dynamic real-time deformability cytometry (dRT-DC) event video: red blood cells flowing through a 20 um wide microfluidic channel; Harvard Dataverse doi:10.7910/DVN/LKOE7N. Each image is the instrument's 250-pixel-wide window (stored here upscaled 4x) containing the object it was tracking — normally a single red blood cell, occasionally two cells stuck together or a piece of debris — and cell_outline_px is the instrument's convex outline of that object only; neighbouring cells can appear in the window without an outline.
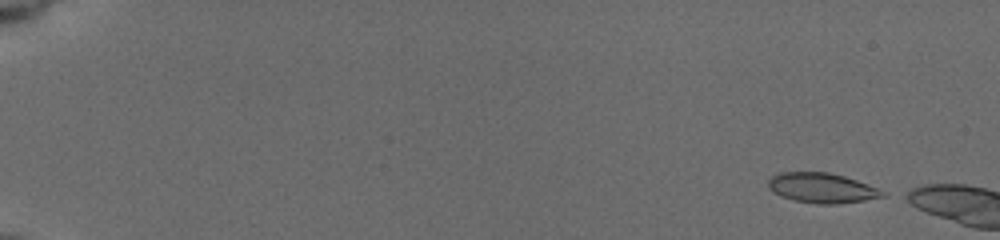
{"species": "common noctule bat (a hibernating species)", "species_latin": "Nyctalus noctula", "temperature_condition": "cold", "stored_images_in_passage": 9, "camera_frame_rate_fps": 3000, "um_per_image_px": 0.085, "animal": {"sex": "female", "body_mass_g": 19.5, "forearm_length_mm": 54.1}, "frame": {"image": 1, "passage_image": 2, "time_ms": 0.333, "image_size_px": [1000, 240], "cell_outline_px": [[888, 196], [864, 200], [836, 204], [816, 204], [796, 200], [780, 196], [768, 188], [768, 180], [772, 176], [780, 172], [828, 172], [844, 176], [856, 180], [888, 192]], "centroid_in_image_um": [69.88, 15.98], "position_along_channel_um": 15.1, "area_um2": 20.0}}